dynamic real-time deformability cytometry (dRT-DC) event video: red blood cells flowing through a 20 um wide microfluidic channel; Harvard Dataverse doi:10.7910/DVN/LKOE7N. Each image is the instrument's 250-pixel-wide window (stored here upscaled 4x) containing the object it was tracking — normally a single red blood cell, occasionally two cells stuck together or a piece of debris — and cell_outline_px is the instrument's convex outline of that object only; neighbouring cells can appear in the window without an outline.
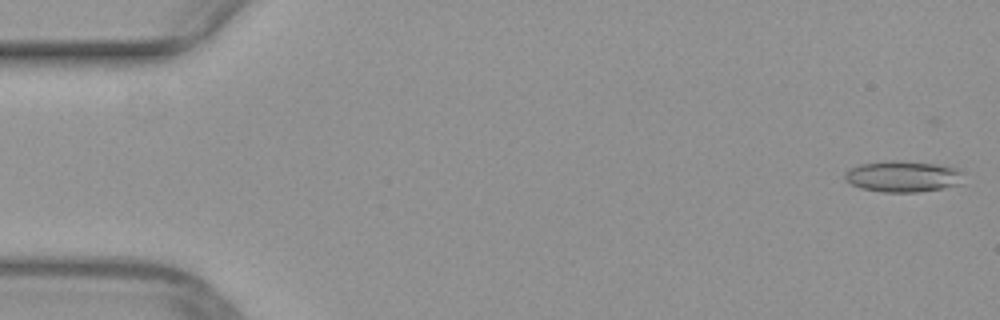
{"species": "common noctule bat (a hibernating species)", "species_latin": "Nyctalus noctula", "temperature_condition": "warm", "stored_images_in_passage": 50, "camera_frame_rate_fps": 3000, "um_per_image_px": 0.085, "animal": {"sex": "female", "body_mass_g": 29.2, "forearm_length_mm": 56.3}, "frame": {"image": 1, "passage_image": 1, "time_ms": 0.0, "image_size_px": [1000, 320], "cell_outline_px": [[964, 184], [944, 188], [920, 192], [880, 192], [860, 188], [844, 180], [844, 172], [848, 168], [860, 164], [888, 160], [904, 160], [936, 164], [960, 168], [964, 172]], "centroid_in_image_um": [76.79, 14.99], "position_along_channel_um": 8.2, "area_um2": 22.31}}
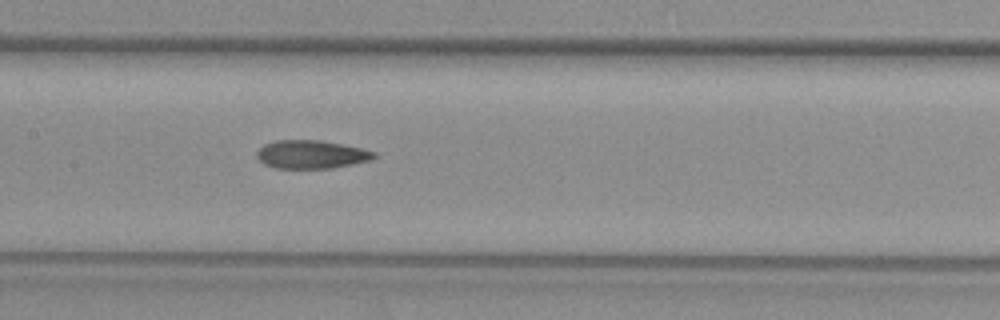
{"frame": {"image": 2, "passage_image": 24, "time_ms": 7.667, "image_size_px": [1000, 320], "cell_outline_px": [[376, 156], [372, 160], [332, 168], [276, 168], [264, 164], [256, 156], [256, 152], [264, 144], [276, 140], [320, 140], [360, 148], [376, 152]], "centroid_in_image_um": [26.45, 13.12], "position_along_channel_um": 181.0, "area_um2": 19.25}}
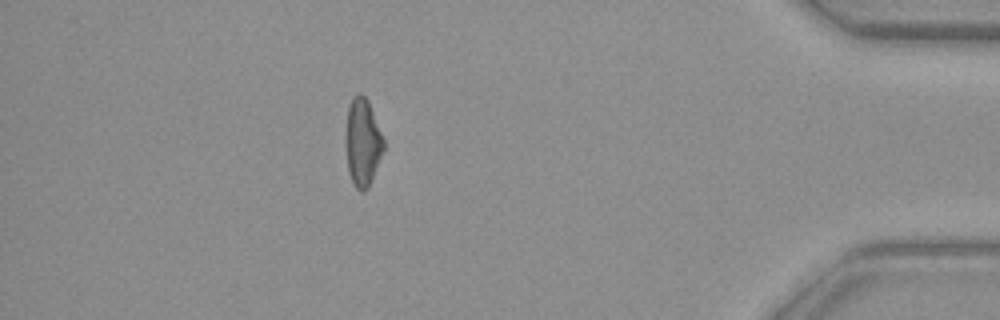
{"frame": {"image": 3, "passage_image": 44, "time_ms": 14.333, "image_size_px": [1000, 320], "cell_outline_px": [[384, 148], [368, 188], [364, 192], [360, 192], [352, 184], [348, 172], [344, 144], [344, 136], [348, 108], [352, 100], [360, 92], [368, 100], [384, 136]], "centroid_in_image_um": [30.8, 12.12], "position_along_channel_um": 404.4, "area_um2": 19.77}}